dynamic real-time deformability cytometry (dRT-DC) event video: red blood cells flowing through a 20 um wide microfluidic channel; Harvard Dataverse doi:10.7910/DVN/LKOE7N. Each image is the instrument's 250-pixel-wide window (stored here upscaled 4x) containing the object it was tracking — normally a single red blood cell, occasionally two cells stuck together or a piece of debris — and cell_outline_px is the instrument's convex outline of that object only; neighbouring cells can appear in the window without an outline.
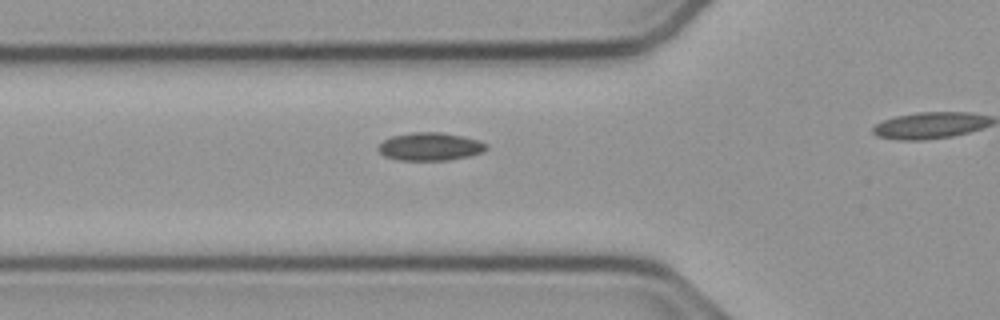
{"species": "common noctule bat (a hibernating species)", "species_latin": "Nyctalus noctula", "temperature_condition": "cold", "stored_images_in_passage": 19, "camera_frame_rate_fps": 3000, "um_per_image_px": 0.085, "animal": {"sex": "male", "body_mass_g": 23.1, "forearm_length_mm": 52.7}, "frame": {"image": 1, "passage_image": 14, "time_ms": 4.333, "image_size_px": [1000, 320], "cell_outline_px": [[488, 148], [484, 152], [468, 156], [448, 160], [396, 160], [384, 156], [376, 148], [384, 140], [392, 136], [412, 132], [440, 132], [464, 136], [480, 140], [488, 144]], "centroid_in_image_um": [36.58, 12.46], "position_along_channel_um": 89.2, "area_um2": 17.8}}